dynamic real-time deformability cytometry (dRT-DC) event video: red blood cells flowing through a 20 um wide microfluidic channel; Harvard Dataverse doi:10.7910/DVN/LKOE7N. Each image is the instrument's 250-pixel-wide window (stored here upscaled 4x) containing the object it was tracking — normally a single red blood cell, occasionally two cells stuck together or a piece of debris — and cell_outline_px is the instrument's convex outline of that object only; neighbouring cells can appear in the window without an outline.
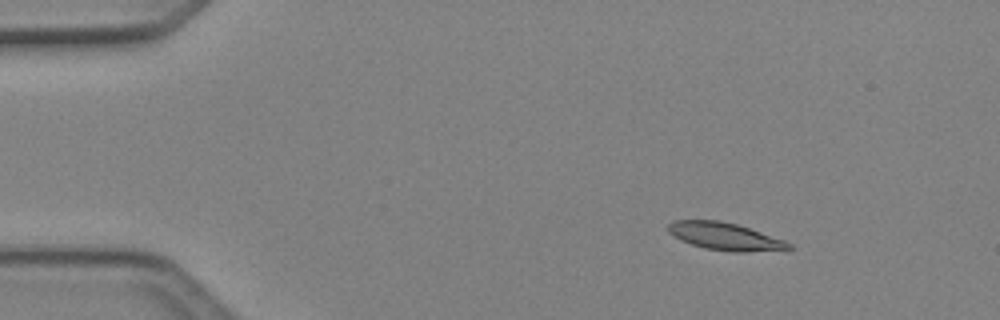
{"species": "Egyptian fruit bat (a non-hibernating species)", "species_latin": "Rousettus aegyptiacus", "temperature_condition": "cold", "stored_images_in_passage": 6, "segment_of_instrument_passage": [1, 2], "camera_frame_rate_fps": 3000, "um_per_image_px": 0.085, "animal": {"sex": "female"}, "frame": {"image": 1, "passage_image": 3, "time_ms": 0.667, "image_size_px": [1000, 320], "cell_outline_px": [[792, 248], [788, 252], [732, 252], [704, 248], [680, 240], [668, 232], [668, 224], [676, 220], [720, 220], [736, 224], [784, 240], [792, 244]], "centroid_in_image_um": [61.72, 20.13], "position_along_channel_um": 23.3, "area_um2": 19.65}}